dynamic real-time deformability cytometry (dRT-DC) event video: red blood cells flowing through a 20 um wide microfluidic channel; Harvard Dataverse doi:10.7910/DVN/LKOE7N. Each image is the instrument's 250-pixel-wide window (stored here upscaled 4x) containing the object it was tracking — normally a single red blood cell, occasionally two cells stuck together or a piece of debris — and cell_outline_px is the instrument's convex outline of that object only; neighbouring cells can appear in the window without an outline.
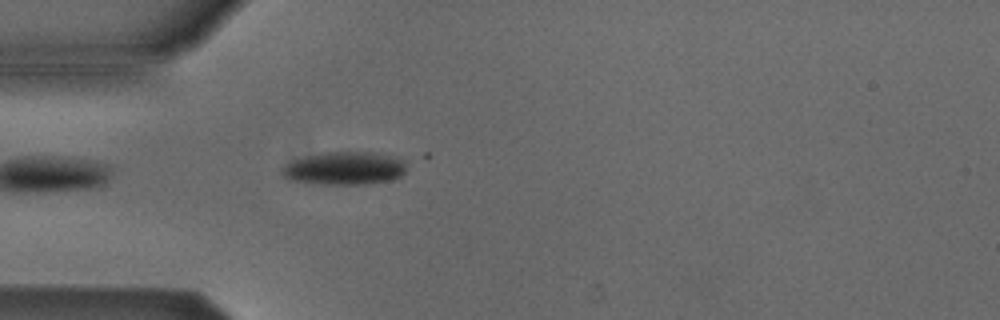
{"species": "Egyptian fruit bat (a non-hibernating species)", "species_latin": "Rousettus aegyptiacus", "temperature_condition": "cold", "stored_images_in_passage": 5, "camera_frame_rate_fps": 3000, "um_per_image_px": 0.085, "animal": {"sex": "male"}, "frame": {"image": 1, "passage_image": 5, "time_ms": 4.667, "image_size_px": [1000, 320], "cell_outline_px": [[404, 172], [400, 176], [392, 180], [364, 184], [312, 184], [288, 180], [280, 172], [280, 168], [284, 164], [292, 160], [324, 152], [376, 152], [400, 160], [404, 164]], "centroid_in_image_um": [29.18, 14.32], "position_along_channel_um": 55.8, "area_um2": 23.93}}